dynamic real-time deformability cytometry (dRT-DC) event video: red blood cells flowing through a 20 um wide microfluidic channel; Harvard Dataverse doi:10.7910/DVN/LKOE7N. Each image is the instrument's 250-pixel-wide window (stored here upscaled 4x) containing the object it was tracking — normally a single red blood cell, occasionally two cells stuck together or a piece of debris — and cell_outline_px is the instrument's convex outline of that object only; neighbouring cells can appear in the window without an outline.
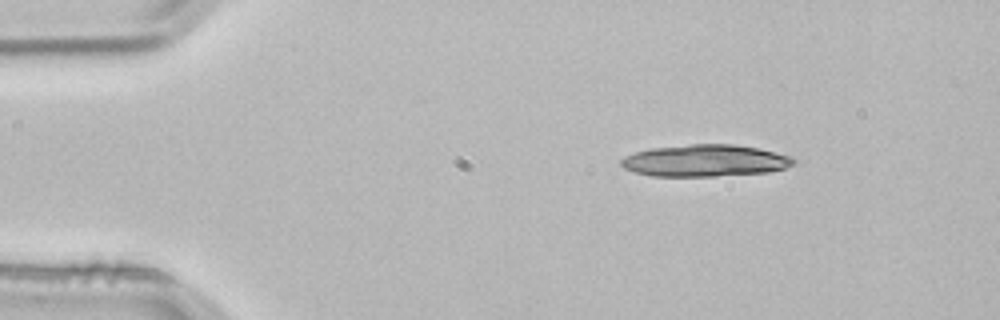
{"species": "common noctule bat (a hibernating species)", "species_latin": "Nyctalus noctula", "temperature_condition": "room temperature", "stored_images_in_passage": 2, "segment_of_instrument_passage": [2, 2], "camera_frame_rate_fps": 3000, "um_per_image_px": 0.085, "animal": {"sex": "male", "body_mass_g": 21.5, "forearm_length_mm": 52.0}, "frame": {"image": 1, "passage_image": 2, "time_ms": 0.333, "image_size_px": [1000, 320], "cell_outline_px": [[796, 160], [792, 164], [784, 168], [768, 172], [716, 176], [652, 176], [636, 172], [624, 168], [620, 164], [620, 160], [624, 156], [636, 152], [652, 148], [688, 144], [736, 144], [760, 148], [792, 156]], "centroid_in_image_um": [59.94, 13.64], "position_along_channel_um": 25.1, "area_um2": 32.14}}